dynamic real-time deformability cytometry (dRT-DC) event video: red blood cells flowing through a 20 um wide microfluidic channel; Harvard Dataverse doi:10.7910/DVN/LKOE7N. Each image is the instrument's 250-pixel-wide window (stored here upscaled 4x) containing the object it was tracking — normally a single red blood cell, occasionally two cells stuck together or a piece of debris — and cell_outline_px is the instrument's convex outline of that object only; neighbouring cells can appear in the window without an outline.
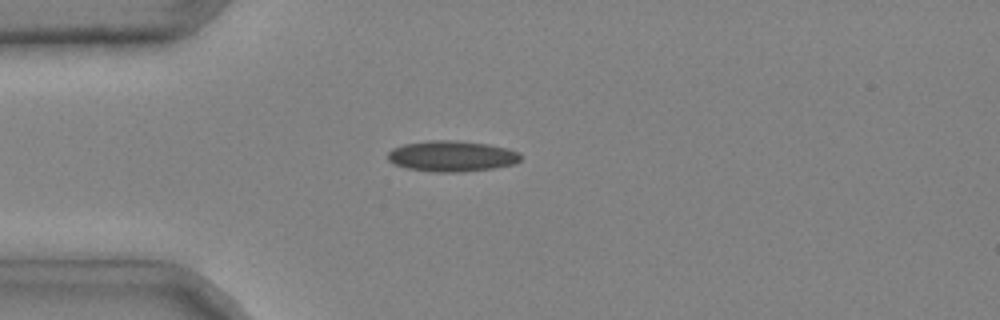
{"species": "common noctule bat (a hibernating species)", "species_latin": "Nyctalus noctula", "temperature_condition": "cold", "stored_images_in_passage": 4, "camera_frame_rate_fps": 3000, "um_per_image_px": 0.085, "animal": {"sex": "male", "body_mass_g": 20.4}, "frame": {"image": 1, "passage_image": 4, "time_ms": 1.0, "image_size_px": [1000, 320], "cell_outline_px": [[520, 160], [516, 164], [492, 168], [464, 172], [432, 172], [408, 168], [392, 164], [388, 160], [388, 152], [392, 148], [404, 144], [428, 140], [456, 140], [488, 144], [508, 148], [520, 152]], "centroid_in_image_um": [38.4, 13.27], "position_along_channel_um": 46.6, "area_um2": 24.1}}